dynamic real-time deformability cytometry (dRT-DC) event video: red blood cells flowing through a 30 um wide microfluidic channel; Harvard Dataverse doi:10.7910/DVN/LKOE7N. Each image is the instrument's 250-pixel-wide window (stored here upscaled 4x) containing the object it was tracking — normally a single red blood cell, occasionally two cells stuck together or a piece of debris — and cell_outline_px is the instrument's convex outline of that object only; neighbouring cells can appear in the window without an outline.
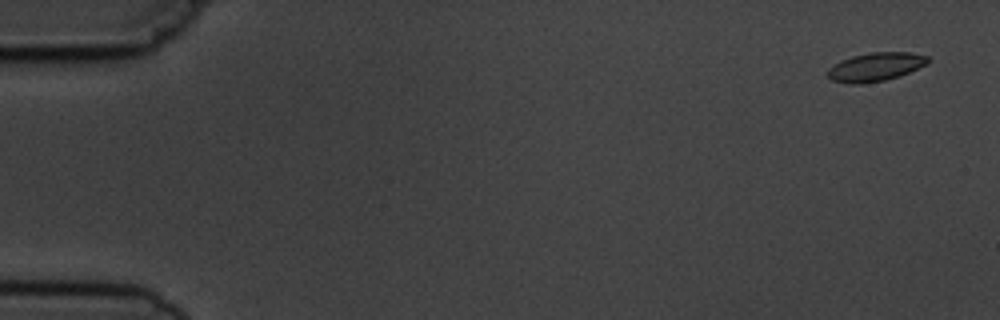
{"species": "common noctule bat (a hibernating species)", "species_latin": "Nyctalus noctula", "temperature_condition": "cold", "stored_images_in_passage": 5, "segment_of_instrument_passage": [1, 2], "camera_frame_rate_fps": 3000, "um_per_image_px": 0.085, "animal": {"sex": "male", "body_mass_g": 19.5, "forearm_length_mm": 54.6}, "frame": {"image": 1, "passage_image": 1, "time_ms": 0.0, "image_size_px": [1000, 320], "cell_outline_px": [[928, 64], [900, 76], [884, 80], [860, 84], [848, 84], [832, 80], [828, 76], [828, 68], [840, 60], [852, 56], [872, 52], [908, 52], [928, 56]], "centroid_in_image_um": [74.41, 5.69], "position_along_channel_um": 10.6, "area_um2": 16.7}}
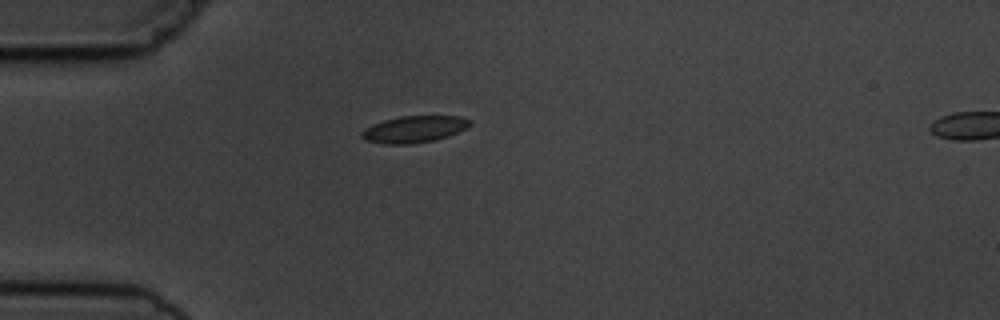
{"frame": {"image": 2, "passage_image": 4, "time_ms": 4.333, "image_size_px": [1000, 320], "cell_outline_px": [[472, 124], [468, 128], [448, 136], [432, 140], [408, 144], [384, 144], [364, 140], [360, 136], [360, 132], [364, 128], [372, 124], [384, 120], [400, 116], [460, 116], [472, 120]], "centroid_in_image_um": [35.19, 10.98], "position_along_channel_um": 49.8, "area_um2": 16.99}}